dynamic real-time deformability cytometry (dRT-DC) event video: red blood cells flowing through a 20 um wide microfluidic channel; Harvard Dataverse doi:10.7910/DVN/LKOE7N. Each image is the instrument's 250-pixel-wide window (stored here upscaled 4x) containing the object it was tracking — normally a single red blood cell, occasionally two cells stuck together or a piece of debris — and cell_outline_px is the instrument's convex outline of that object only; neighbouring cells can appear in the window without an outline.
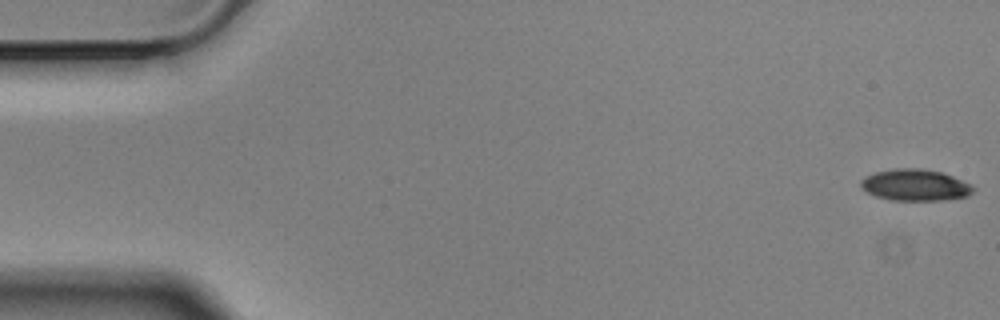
{"species": "Egyptian fruit bat (a non-hibernating species)", "species_latin": "Rousettus aegyptiacus", "temperature_condition": "cold", "stored_images_in_passage": 57, "camera_frame_rate_fps": 3000, "um_per_image_px": 0.085, "animal": {"sex": "male"}, "frame": {"image": 1, "passage_image": 1, "time_ms": 0.0, "image_size_px": [1000, 320], "cell_outline_px": [[976, 188], [968, 196], [944, 200], [892, 200], [876, 196], [868, 192], [860, 184], [860, 180], [876, 172], [892, 168], [924, 168], [940, 172], [952, 176]], "centroid_in_image_um": [77.8, 15.72], "position_along_channel_um": 7.2, "area_um2": 20.4}}
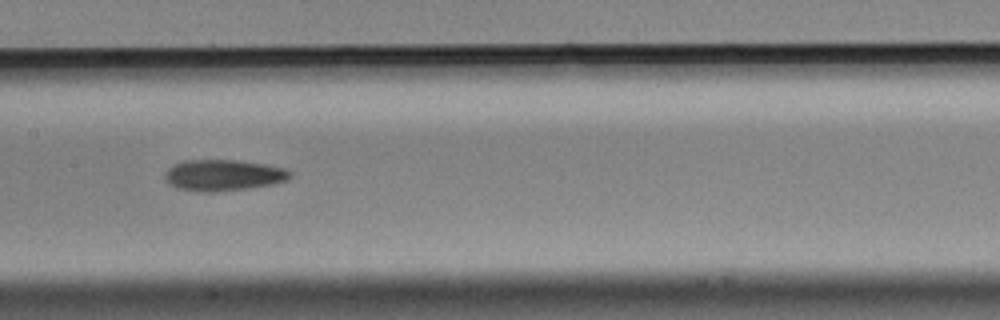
{"frame": {"image": 2, "passage_image": 28, "time_ms": 9.0, "image_size_px": [1000, 320], "cell_outline_px": [[292, 176], [284, 180], [272, 184], [244, 188], [212, 192], [200, 192], [180, 188], [168, 184], [164, 180], [164, 176], [168, 168], [176, 164], [188, 160], [236, 160], [264, 164], [284, 168], [292, 172]], "centroid_in_image_um": [18.96, 14.89], "position_along_channel_um": 188.4, "area_um2": 22.43}}
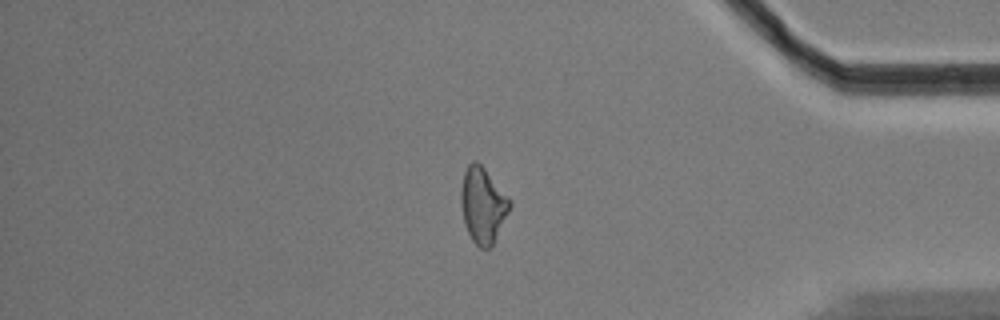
{"frame": {"image": 3, "passage_image": 48, "time_ms": 15.667, "image_size_px": [1000, 320], "cell_outline_px": [[512, 204], [492, 248], [480, 248], [472, 240], [464, 224], [460, 200], [460, 192], [464, 172], [468, 164], [472, 160], [476, 160], [484, 168], [508, 196]], "centroid_in_image_um": [41.03, 17.45], "position_along_channel_um": 394.2, "area_um2": 21.56}, "authors_computed_cell_mechanics": {"area_um2": 21.8484, "velocity_mm_per_s": 3.51, "shape_relaxation_time_tau1_ms": 4.5052, "shape_relaxation_time_tau2_ms": null, "deformation_change_tau1": 0.1529, "deformation_change_tau2": null}}